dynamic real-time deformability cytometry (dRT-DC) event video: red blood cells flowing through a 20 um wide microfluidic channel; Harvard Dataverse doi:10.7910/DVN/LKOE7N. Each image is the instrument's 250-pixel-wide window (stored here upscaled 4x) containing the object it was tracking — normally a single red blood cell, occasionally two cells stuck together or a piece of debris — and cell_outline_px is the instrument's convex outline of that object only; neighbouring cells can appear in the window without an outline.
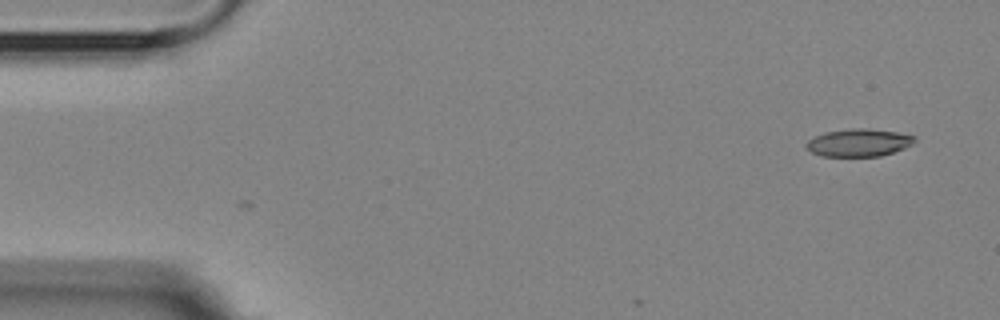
{"species": "Egyptian fruit bat (a non-hibernating species)", "species_latin": "Rousettus aegyptiacus", "temperature_condition": "room temperature", "stored_images_in_passage": 9, "camera_frame_rate_fps": 3000, "um_per_image_px": 0.085, "animal": {"sex": "female"}, "frame": {"image": 1, "passage_image": 1, "time_ms": 0.0, "image_size_px": [1000, 320], "cell_outline_px": [[916, 140], [912, 144], [904, 148], [880, 156], [820, 156], [812, 152], [804, 144], [808, 140], [824, 132], [852, 128], [864, 128], [896, 132], [916, 136]], "centroid_in_image_um": [72.99, 12.12], "position_along_channel_um": 12.0, "area_um2": 17.34}}
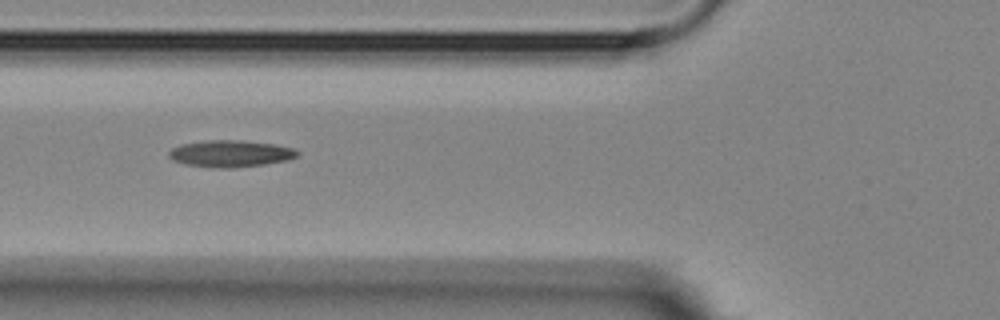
{"frame": {"image": 2, "passage_image": 6, "time_ms": 5.667, "image_size_px": [1000, 320], "cell_outline_px": [[300, 152], [296, 156], [288, 160], [264, 164], [232, 168], [220, 168], [188, 164], [172, 160], [168, 156], [168, 152], [172, 148], [180, 144], [208, 140], [240, 140], [276, 144], [296, 148]], "centroid_in_image_um": [19.62, 13.04], "position_along_channel_um": 106.2, "area_um2": 20.06}}
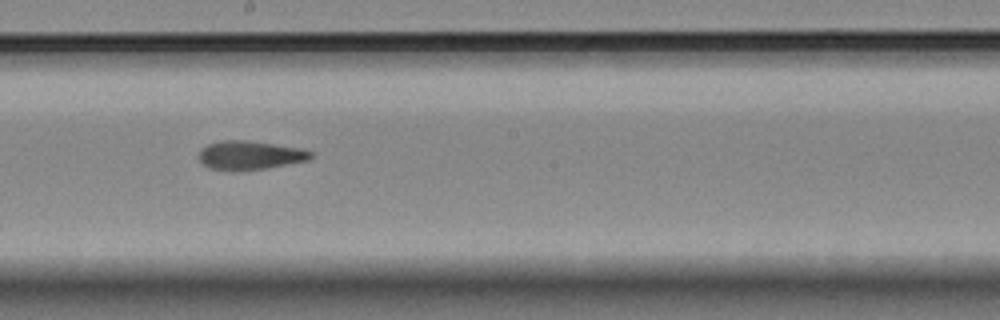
{"frame": {"image": 3, "passage_image": 9, "time_ms": 9.0, "image_size_px": [1000, 320], "cell_outline_px": [[312, 156], [308, 160], [264, 168], [232, 172], [212, 168], [204, 164], [200, 160], [200, 148], [208, 144], [220, 140], [244, 140], [300, 148], [312, 152]], "centroid_in_image_um": [21.2, 13.2], "position_along_channel_um": 227.0, "area_um2": 18.55}}